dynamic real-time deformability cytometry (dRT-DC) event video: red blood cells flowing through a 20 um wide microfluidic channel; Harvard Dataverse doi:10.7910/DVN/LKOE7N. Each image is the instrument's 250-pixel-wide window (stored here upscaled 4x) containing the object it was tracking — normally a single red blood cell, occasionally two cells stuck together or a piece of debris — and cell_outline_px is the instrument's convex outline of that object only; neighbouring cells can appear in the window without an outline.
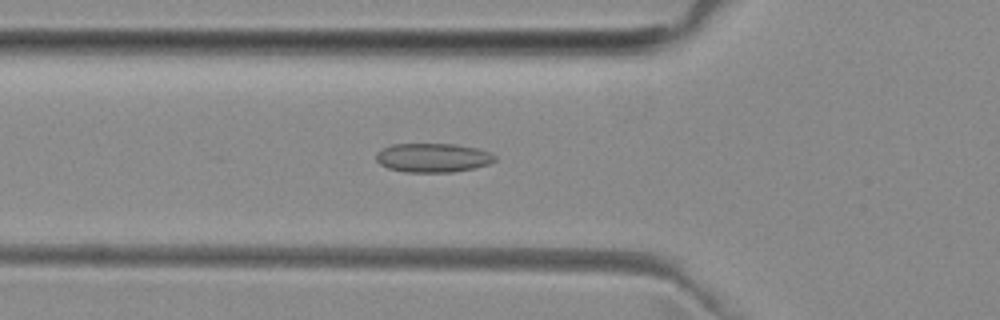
{"species": "common noctule bat (a hibernating species)", "species_latin": "Nyctalus noctula", "temperature_condition": "room temperature", "stored_images_in_passage": 51, "camera_frame_rate_fps": 3000, "um_per_image_px": 0.085, "animal": {"sex": "female", "body_mass_g": 29.2, "forearm_length_mm": 56.3}, "frame": {"image": 1, "passage_image": 17, "time_ms": 5.333, "image_size_px": [1000, 320], "cell_outline_px": [[496, 160], [488, 164], [472, 168], [452, 172], [404, 172], [388, 168], [380, 164], [376, 160], [376, 152], [392, 144], [456, 144], [476, 148], [492, 152], [496, 156]], "centroid_in_image_um": [36.8, 13.4], "position_along_channel_um": 89.0, "area_um2": 20.11}}
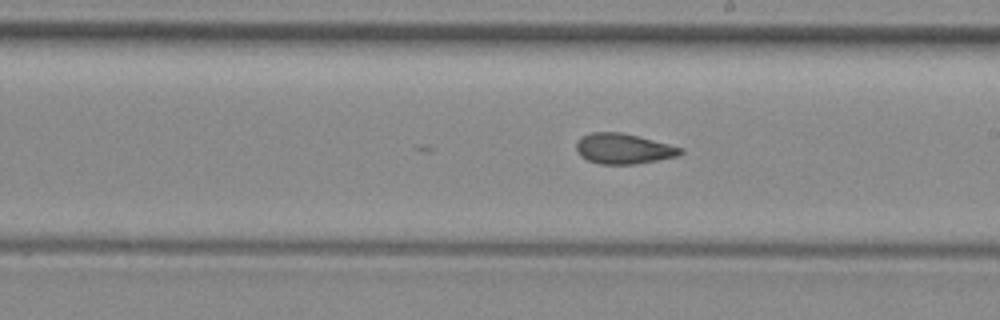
{"frame": {"image": 2, "passage_image": 28, "time_ms": 9.0, "image_size_px": [1000, 320], "cell_outline_px": [[684, 152], [680, 156], [636, 164], [600, 164], [588, 160], [580, 156], [576, 152], [576, 140], [580, 136], [592, 132], [620, 132], [640, 136], [684, 148]], "centroid_in_image_um": [53.0, 12.63], "position_along_channel_um": 236.0, "area_um2": 18.79}}
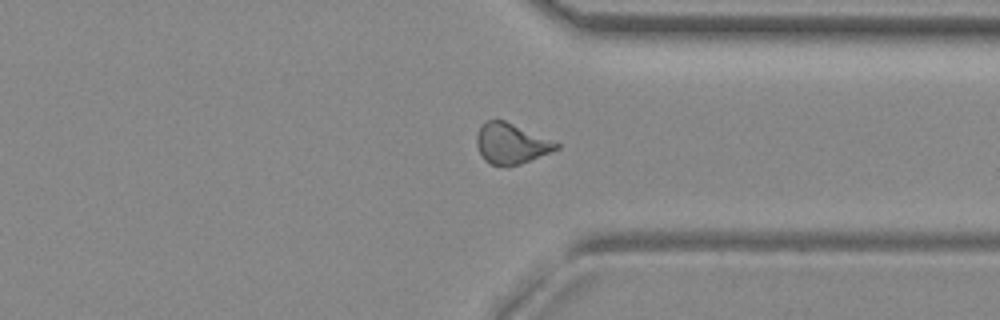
{"frame": {"image": 3, "passage_image": 38, "time_ms": 12.333, "image_size_px": [1000, 320], "cell_outline_px": [[560, 148], [520, 164], [492, 164], [484, 160], [476, 144], [476, 136], [480, 124], [484, 120], [504, 120], [560, 144]], "centroid_in_image_um": [43.4, 12.17], "position_along_channel_um": 368.0, "area_um2": 18.38}, "authors_computed_cell_mechanics": {"area_um2": 19.0162, "velocity_mm_per_s": 3.9995, "shape_relaxation_time_tau1_ms": null, "shape_relaxation_time_tau2_ms": 2.0015, "deformation_change_tau1": null, "deformation_change_tau2": 0.0867}}